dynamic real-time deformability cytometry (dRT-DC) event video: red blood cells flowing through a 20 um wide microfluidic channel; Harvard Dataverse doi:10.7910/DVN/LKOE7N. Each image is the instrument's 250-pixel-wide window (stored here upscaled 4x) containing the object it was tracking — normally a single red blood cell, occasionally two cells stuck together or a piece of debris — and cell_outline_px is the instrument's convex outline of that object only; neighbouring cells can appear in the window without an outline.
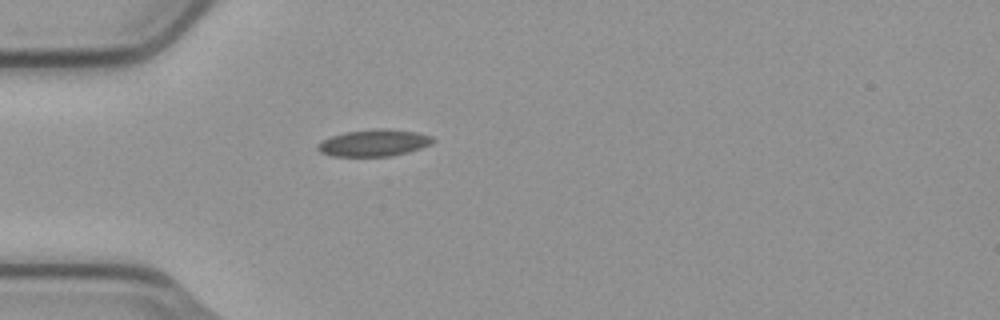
{"species": "common noctule bat (a hibernating species)", "species_latin": "Nyctalus noctula", "temperature_condition": "cold", "stored_images_in_passage": 1, "camera_frame_rate_fps": 3000, "um_per_image_px": 0.085, "animal": {"sex": "male", "body_mass_g": 23.1, "forearm_length_mm": 52.7}, "frame": {"image": 1, "passage_image": 1, "time_ms": 0.0, "image_size_px": [1000, 320], "cell_outline_px": [[436, 140], [432, 144], [408, 152], [392, 156], [332, 156], [320, 152], [316, 148], [316, 144], [332, 136], [348, 132], [380, 128], [416, 132], [432, 136]], "centroid_in_image_um": [31.8, 12.15], "position_along_channel_um": 53.2, "area_um2": 17.86}}